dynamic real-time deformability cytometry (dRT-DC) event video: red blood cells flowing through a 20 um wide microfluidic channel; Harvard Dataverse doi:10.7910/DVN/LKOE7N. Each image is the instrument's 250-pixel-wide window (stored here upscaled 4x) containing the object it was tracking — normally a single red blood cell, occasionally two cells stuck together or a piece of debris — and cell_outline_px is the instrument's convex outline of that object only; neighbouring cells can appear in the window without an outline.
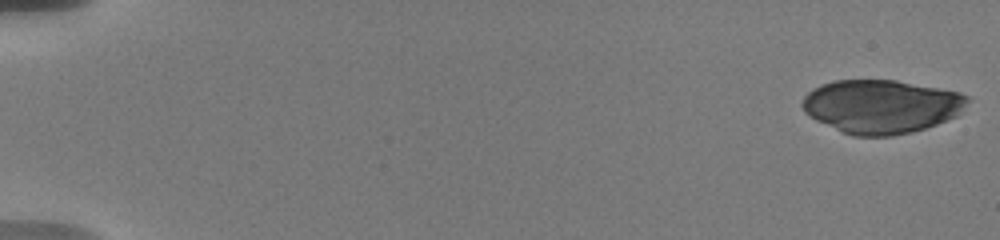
{"species": "human", "species_latin": "Homo sapiens", "temperature_condition": "warm", "stored_images_in_passage": 35, "camera_frame_rate_fps": 3000, "um_per_image_px": 0.085, "donor": {"sex": "male"}, "frame": {"image": 1, "passage_image": 1, "time_ms": 0.0, "image_size_px": [1000, 240], "cell_outline_px": [[968, 100], [960, 112], [956, 116], [936, 124], [912, 132], [892, 136], [852, 136], [840, 132], [808, 116], [804, 112], [800, 104], [804, 96], [812, 88], [820, 84], [832, 80], [896, 80], [960, 92], [968, 96]], "centroid_in_image_um": [74.85, 9.04], "position_along_channel_um": 10.2, "area_um2": 51.85}}
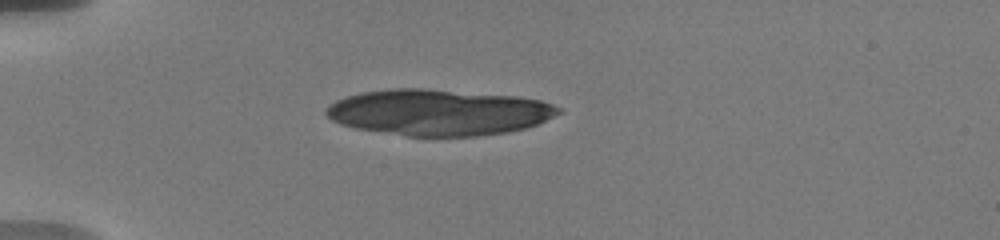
{"frame": {"image": 2, "passage_image": 18, "time_ms": 5.0, "image_size_px": [1000, 240], "cell_outline_px": [[564, 112], [528, 128], [508, 132], [476, 136], [408, 136], [356, 128], [340, 124], [332, 120], [324, 112], [328, 104], [336, 100], [360, 92], [388, 88], [424, 88], [516, 96], [540, 100], [552, 104], [560, 108]], "centroid_in_image_um": [37.29, 9.54], "position_along_channel_um": 47.7, "area_um2": 62.66}}
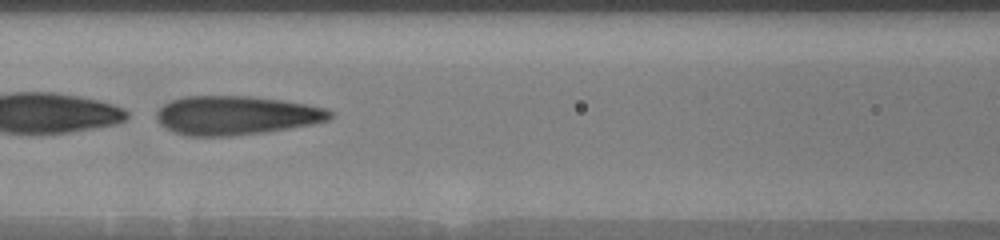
{"frame": {"image": 3, "passage_image": 29, "time_ms": 8.667, "image_size_px": [1000, 240], "cell_outline_px": [[332, 116], [328, 120], [312, 124], [268, 132], [232, 136], [188, 136], [164, 128], [156, 120], [156, 112], [164, 104], [172, 100], [184, 96], [252, 96], [284, 100], [308, 104], [324, 108], [332, 112]], "centroid_in_image_um": [20.06, 9.81], "position_along_channel_um": 146.5, "area_um2": 39.59}}